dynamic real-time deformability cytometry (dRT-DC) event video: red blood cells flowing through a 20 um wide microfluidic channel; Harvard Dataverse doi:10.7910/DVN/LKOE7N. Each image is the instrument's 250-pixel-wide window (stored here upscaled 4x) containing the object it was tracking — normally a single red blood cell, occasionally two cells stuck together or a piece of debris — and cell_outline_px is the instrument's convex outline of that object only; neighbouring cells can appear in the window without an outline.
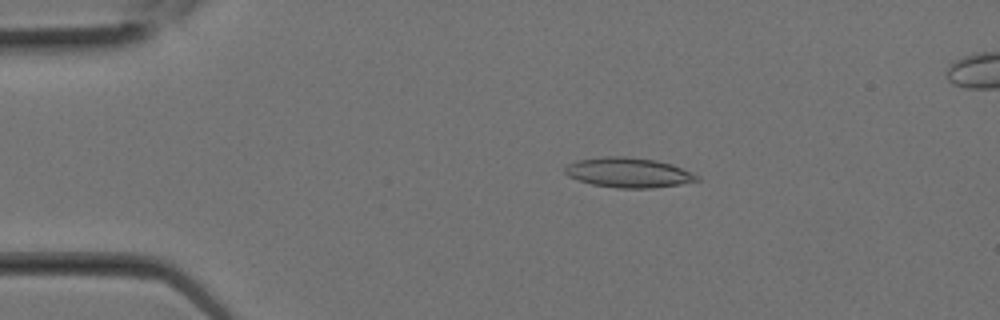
{"species": "Egyptian fruit bat (a non-hibernating species)", "species_latin": "Rousettus aegyptiacus", "temperature_condition": "room temperature", "stored_images_in_passage": 26, "segment_of_instrument_passage": [1, 2], "camera_frame_rate_fps": 3000, "um_per_image_px": 0.085, "animal": {"sex": "female"}, "frame": {"image": 1, "passage_image": 5, "time_ms": 1.333, "image_size_px": [1000, 320], "cell_outline_px": [[700, 180], [680, 184], [652, 188], [616, 188], [592, 184], [568, 176], [564, 172], [564, 168], [568, 164], [576, 160], [604, 156], [624, 156], [656, 160], [672, 164], [692, 172], [700, 176]], "centroid_in_image_um": [53.43, 14.66], "position_along_channel_um": 31.6, "area_um2": 23.06}}
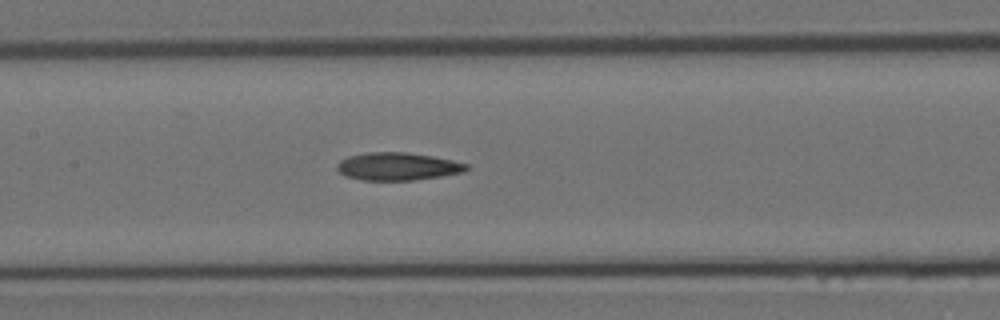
{"frame": {"image": 2, "passage_image": 12, "time_ms": 3.667, "image_size_px": [1000, 320], "cell_outline_px": [[468, 168], [464, 172], [440, 176], [412, 180], [364, 180], [344, 176], [336, 168], [336, 164], [340, 160], [348, 156], [368, 152], [404, 152], [432, 156], [452, 160], [468, 164]], "centroid_in_image_um": [33.77, 14.14], "position_along_channel_um": 173.6, "area_um2": 20.87}}
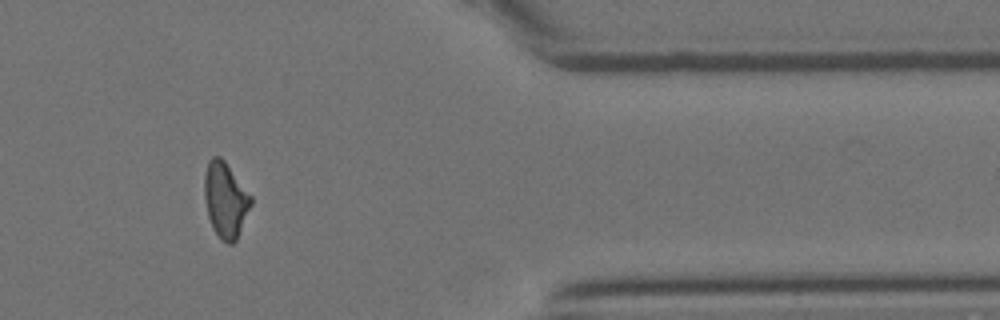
{"frame": {"image": 3, "passage_image": 21, "time_ms": 6.667, "image_size_px": [1000, 320], "cell_outline_px": [[252, 204], [236, 240], [232, 244], [228, 244], [220, 240], [212, 228], [208, 216], [204, 196], [204, 172], [208, 160], [212, 156], [220, 156], [224, 160], [252, 196]], "centroid_in_image_um": [19.15, 16.99], "position_along_channel_um": 392.3, "area_um2": 20.63}}